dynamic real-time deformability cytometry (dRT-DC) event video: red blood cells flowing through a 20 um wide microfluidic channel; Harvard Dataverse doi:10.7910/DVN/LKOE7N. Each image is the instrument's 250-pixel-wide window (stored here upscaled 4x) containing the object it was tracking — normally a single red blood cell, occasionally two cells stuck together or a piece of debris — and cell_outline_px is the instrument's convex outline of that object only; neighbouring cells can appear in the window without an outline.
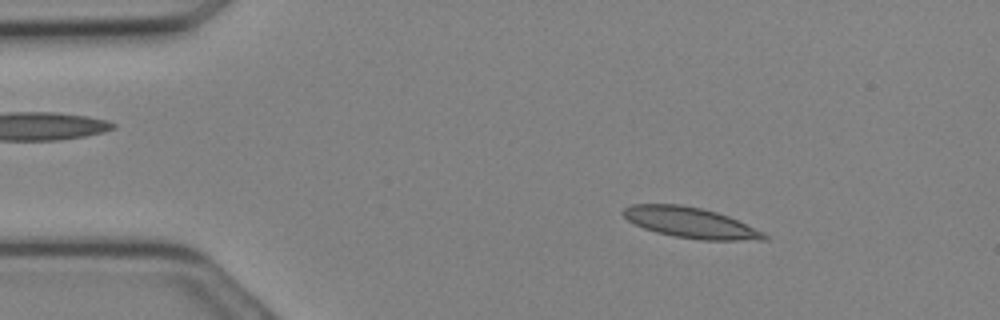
{"species": "Egyptian fruit bat (a non-hibernating species)", "species_latin": "Rousettus aegyptiacus", "temperature_condition": "cold", "stored_images_in_passage": 11, "camera_frame_rate_fps": 3000, "um_per_image_px": 0.085, "animal": {"sex": "female"}, "frame": {"image": 1, "passage_image": 5, "time_ms": 1.333, "image_size_px": [1000, 320], "cell_outline_px": [[768, 240], [704, 240], [676, 236], [656, 232], [644, 228], [628, 220], [620, 212], [624, 208], [632, 204], [680, 204], [700, 208], [716, 212], [728, 216], [764, 232], [768, 236]], "centroid_in_image_um": [58.69, 18.92], "position_along_channel_um": 26.3, "area_um2": 24.91}}
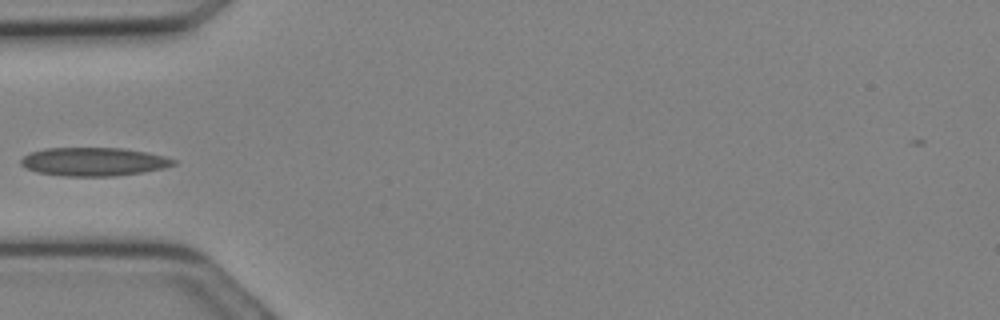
{"frame": {"image": 2, "passage_image": 10, "time_ms": 3.0, "image_size_px": [1000, 320], "cell_outline_px": [[176, 164], [164, 168], [140, 172], [112, 176], [64, 176], [36, 172], [24, 168], [20, 164], [20, 160], [24, 156], [32, 152], [44, 148], [124, 148], [148, 152], [164, 156], [176, 160]], "centroid_in_image_um": [7.94, 13.74], "position_along_channel_um": 77.1, "area_um2": 25.32}}